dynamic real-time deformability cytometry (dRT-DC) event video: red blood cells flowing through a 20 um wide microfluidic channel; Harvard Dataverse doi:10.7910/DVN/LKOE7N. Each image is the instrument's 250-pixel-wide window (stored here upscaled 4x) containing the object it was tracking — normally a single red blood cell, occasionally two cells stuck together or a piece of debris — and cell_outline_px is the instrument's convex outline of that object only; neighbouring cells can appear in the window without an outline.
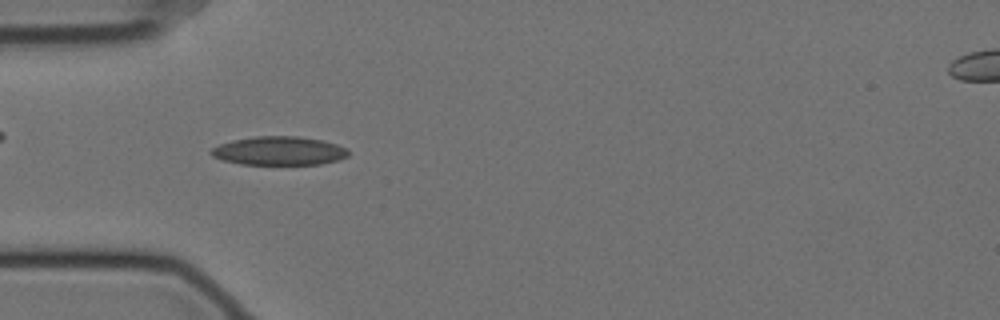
{"species": "Egyptian fruit bat (a non-hibernating species)", "species_latin": "Rousettus aegyptiacus", "temperature_condition": "cold", "stored_images_in_passage": 48, "camera_frame_rate_fps": 3000, "um_per_image_px": 0.085, "animal": {"sex": "female"}, "frame": {"image": 1, "passage_image": 12, "time_ms": 3.667, "image_size_px": [1000, 320], "cell_outline_px": [[348, 156], [336, 160], [320, 164], [240, 164], [224, 160], [212, 156], [208, 152], [212, 148], [220, 144], [232, 140], [256, 136], [296, 136], [324, 140], [348, 148]], "centroid_in_image_um": [23.71, 12.81], "position_along_channel_um": 61.3, "area_um2": 22.89}}
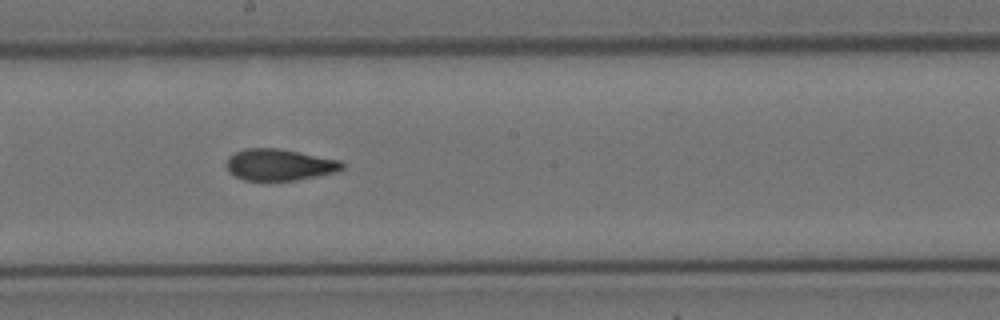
{"frame": {"image": 2, "passage_image": 26, "time_ms": 8.333, "image_size_px": [1000, 320], "cell_outline_px": [[344, 168], [336, 172], [296, 180], [244, 180], [228, 172], [228, 156], [244, 148], [276, 148], [340, 160], [344, 164]], "centroid_in_image_um": [23.75, 14.0], "position_along_channel_um": 224.5, "area_um2": 20.98}}
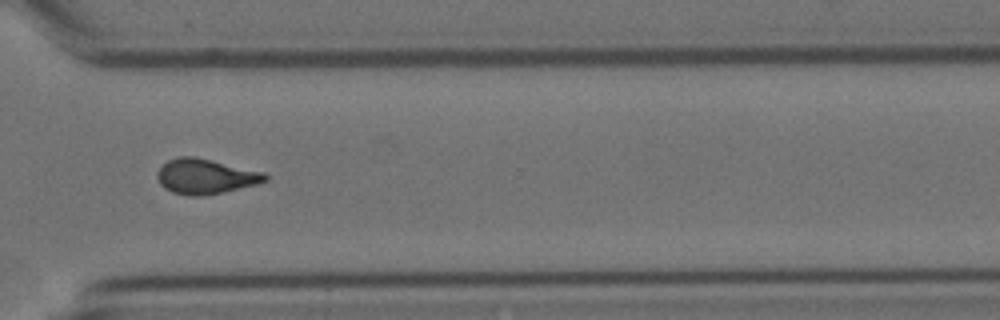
{"frame": {"image": 3, "passage_image": 37, "time_ms": 12.0, "image_size_px": [1000, 320], "cell_outline_px": [[268, 180], [256, 184], [204, 196], [188, 196], [172, 192], [164, 188], [160, 184], [156, 176], [156, 172], [168, 160], [176, 156], [192, 156], [212, 160], [264, 172], [268, 176]], "centroid_in_image_um": [17.43, 14.99], "position_along_channel_um": 353.2, "area_um2": 22.02}, "authors_computed_cell_mechanics": {"area_um2": 21.6461, "velocity_mm_per_s": 3.5199, "shape_relaxation_time_tau1_ms": null, "shape_relaxation_time_tau2_ms": 1.3737, "deformation_change_tau1": null, "deformation_change_tau2": 0.0683}}